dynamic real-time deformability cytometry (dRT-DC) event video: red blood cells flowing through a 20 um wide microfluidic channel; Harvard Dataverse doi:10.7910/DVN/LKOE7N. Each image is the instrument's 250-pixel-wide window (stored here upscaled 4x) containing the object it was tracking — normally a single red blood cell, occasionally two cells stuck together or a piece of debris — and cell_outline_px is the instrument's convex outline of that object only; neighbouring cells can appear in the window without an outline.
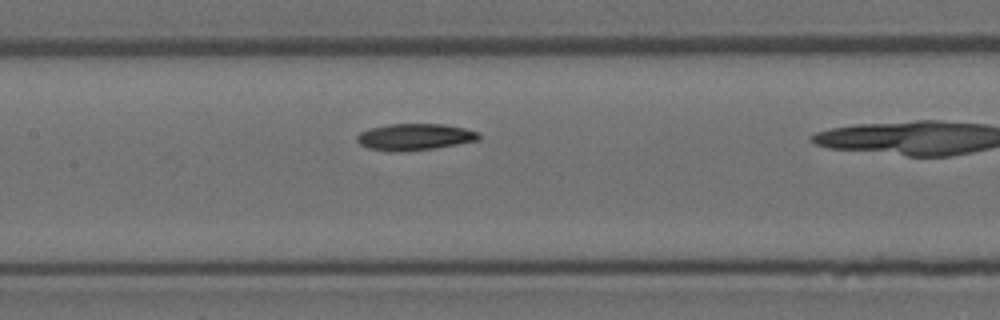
{"species": "Egyptian fruit bat (a non-hibernating species)", "species_latin": "Rousettus aegyptiacus", "temperature_condition": "room temperature", "stored_images_in_passage": 15, "camera_frame_rate_fps": 3000, "um_per_image_px": 0.085, "animal": {"sex": "female"}, "frame": {"image": 1, "passage_image": 11, "time_ms": 3.333, "image_size_px": [1000, 320], "cell_outline_px": [[480, 140], [436, 148], [388, 152], [368, 148], [360, 144], [356, 140], [356, 136], [360, 132], [368, 128], [388, 124], [444, 124], [464, 128], [480, 132]], "centroid_in_image_um": [35.24, 11.63], "position_along_channel_um": 172.2, "area_um2": 19.02}}
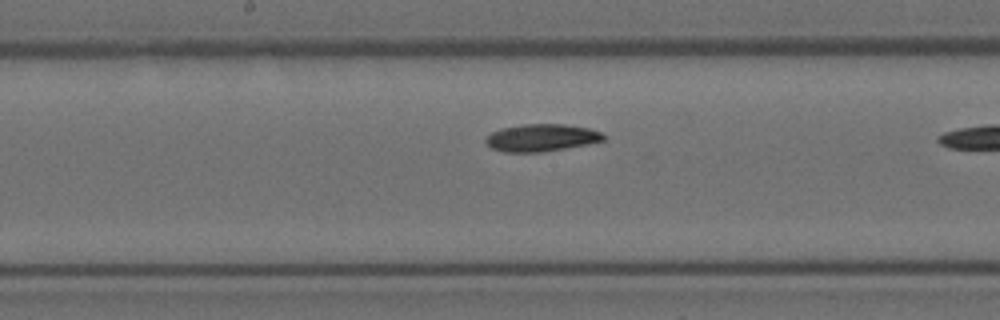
{"frame": {"image": 2, "passage_image": 13, "time_ms": 4.0, "image_size_px": [1000, 320], "cell_outline_px": [[604, 140], [588, 144], [544, 152], [504, 152], [492, 148], [484, 140], [492, 132], [500, 128], [524, 124], [564, 124], [588, 128], [600, 132], [604, 136]], "centroid_in_image_um": [46.01, 11.71], "position_along_channel_um": 202.2, "area_um2": 18.67}}